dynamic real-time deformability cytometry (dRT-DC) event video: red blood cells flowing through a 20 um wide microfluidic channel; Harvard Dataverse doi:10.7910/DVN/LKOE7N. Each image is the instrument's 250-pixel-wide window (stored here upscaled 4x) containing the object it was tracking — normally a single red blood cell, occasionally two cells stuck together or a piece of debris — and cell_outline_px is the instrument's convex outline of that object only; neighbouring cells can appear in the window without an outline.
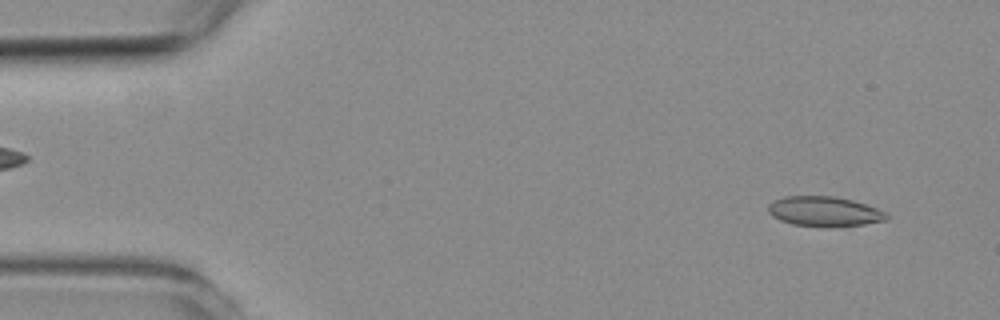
{"species": "common noctule bat (a hibernating species)", "species_latin": "Nyctalus noctula", "temperature_condition": "room temperature", "stored_images_in_passage": 11, "camera_frame_rate_fps": 3000, "um_per_image_px": 0.085, "animal": {"sex": "female", "body_mass_g": 19.3, "forearm_length_mm": 54.1}, "frame": {"image": 1, "passage_image": 3, "time_ms": 0.667, "image_size_px": [1000, 320], "cell_outline_px": [[888, 220], [864, 224], [792, 224], [780, 220], [772, 216], [768, 212], [768, 204], [784, 196], [836, 196], [852, 200], [876, 208], [884, 212], [888, 216]], "centroid_in_image_um": [70.04, 17.92], "position_along_channel_um": 15.0, "area_um2": 19.71}}